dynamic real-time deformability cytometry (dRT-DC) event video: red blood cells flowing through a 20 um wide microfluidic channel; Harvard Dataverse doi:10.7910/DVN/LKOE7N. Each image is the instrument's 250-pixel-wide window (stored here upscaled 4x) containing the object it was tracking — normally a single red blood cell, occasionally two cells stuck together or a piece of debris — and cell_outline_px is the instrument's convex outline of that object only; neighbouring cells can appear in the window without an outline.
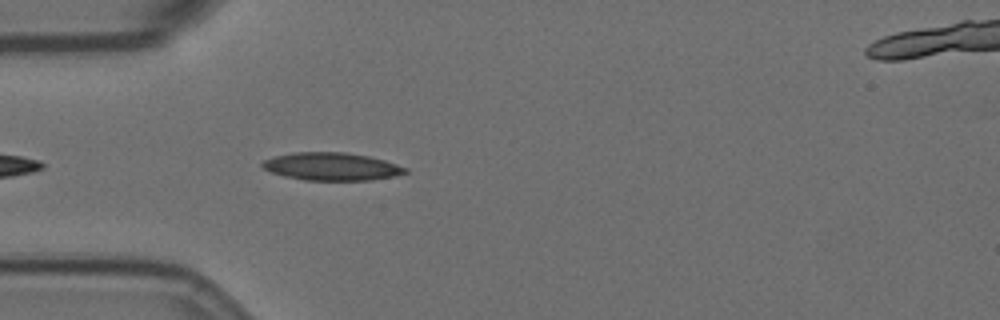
{"species": "Egyptian fruit bat (a non-hibernating species)", "species_latin": "Rousettus aegyptiacus", "temperature_condition": "room temperature", "stored_images_in_passage": 20, "camera_frame_rate_fps": 3000, "um_per_image_px": 0.085, "animal": {"sex": "female"}, "frame": {"image": 1, "passage_image": 3, "time_ms": 0.667, "image_size_px": [1000, 320], "cell_outline_px": [[408, 172], [396, 176], [372, 180], [304, 180], [284, 176], [272, 172], [264, 168], [260, 164], [264, 160], [272, 156], [292, 152], [344, 152], [368, 156], [384, 160], [408, 168]], "centroid_in_image_um": [28.19, 14.15], "position_along_channel_um": 56.8, "area_um2": 23.24}}
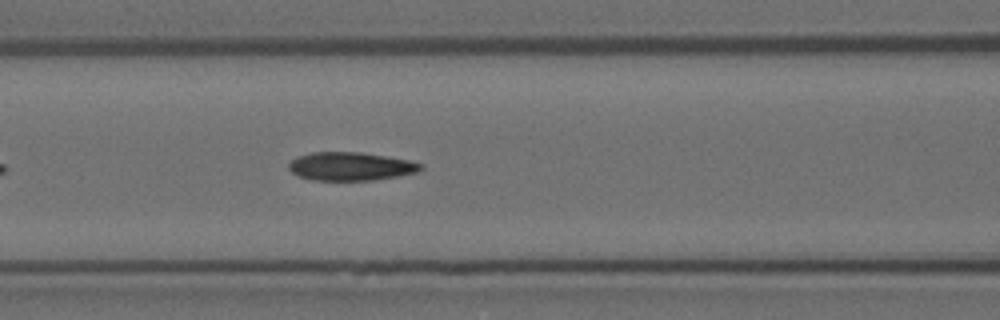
{"frame": {"image": 2, "passage_image": 10, "time_ms": 3.0, "image_size_px": [1000, 320], "cell_outline_px": [[424, 168], [416, 172], [396, 176], [372, 180], [312, 180], [300, 176], [292, 172], [288, 168], [288, 164], [296, 156], [312, 152], [360, 152], [412, 160], [424, 164]], "centroid_in_image_um": [29.82, 14.13], "position_along_channel_um": 136.8, "area_um2": 21.85}}
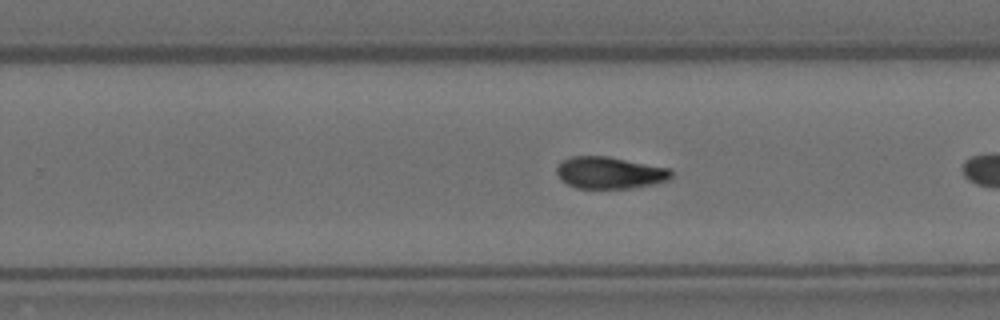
{"frame": {"image": 3, "passage_image": 19, "time_ms": 6.0, "image_size_px": [1000, 320], "cell_outline_px": [[672, 176], [668, 180], [652, 184], [632, 188], [576, 188], [568, 184], [556, 172], [556, 168], [564, 160], [572, 156], [608, 156], [672, 168]], "centroid_in_image_um": [51.88, 14.67], "position_along_channel_um": 277.9, "area_um2": 21.21}}